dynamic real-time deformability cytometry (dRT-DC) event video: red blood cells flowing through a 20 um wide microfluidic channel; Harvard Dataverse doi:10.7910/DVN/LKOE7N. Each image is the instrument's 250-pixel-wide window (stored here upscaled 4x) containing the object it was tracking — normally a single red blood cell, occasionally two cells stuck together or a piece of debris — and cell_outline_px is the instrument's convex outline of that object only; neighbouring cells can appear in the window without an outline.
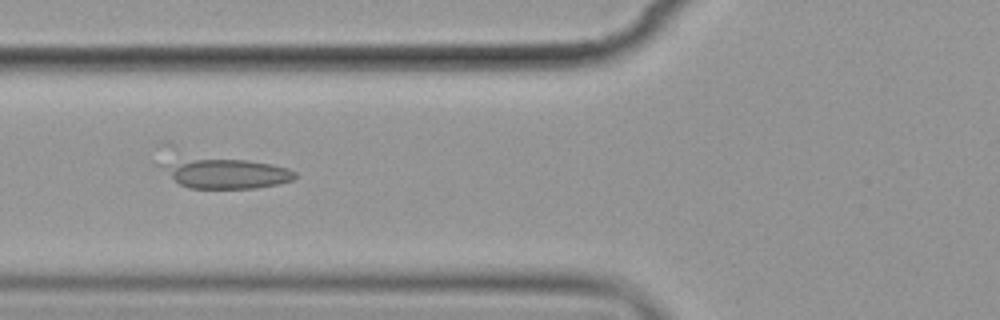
{"species": "common noctule bat (a hibernating species)", "species_latin": "Nyctalus noctula", "temperature_condition": "cold", "stored_images_in_passage": 5, "camera_frame_rate_fps": 3000, "um_per_image_px": 0.085, "animal": {"sex": "female", "body_mass_g": 19.9}, "frame": {"image": 1, "passage_image": 4, "time_ms": 3.333, "image_size_px": [1000, 320], "cell_outline_px": [[296, 176], [292, 180], [276, 184], [256, 188], [188, 188], [180, 184], [156, 164], [192, 160], [248, 160], [272, 164], [288, 168], [296, 172]], "centroid_in_image_um": [19.29, 14.77], "position_along_channel_um": 106.5, "area_um2": 22.37}}
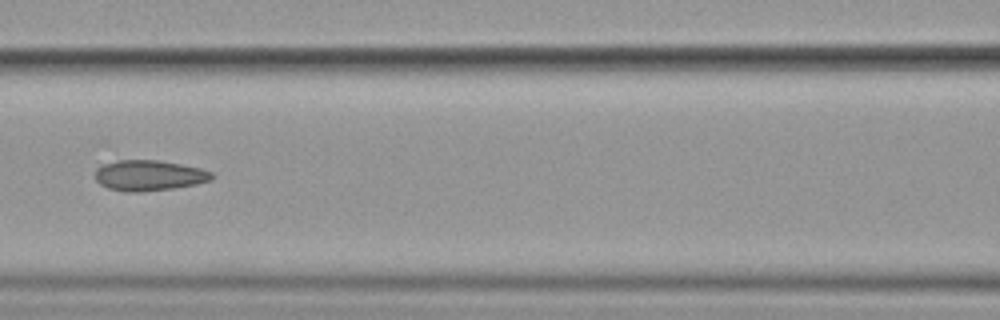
{"frame": {"image": 2, "passage_image": 5, "time_ms": 4.667, "image_size_px": [1000, 320], "cell_outline_px": [[216, 176], [212, 180], [196, 184], [172, 188], [140, 192], [124, 192], [108, 188], [100, 184], [96, 180], [96, 168], [104, 164], [120, 160], [156, 160], [180, 164], [200, 168], [212, 172]], "centroid_in_image_um": [12.68, 14.92], "position_along_channel_um": 153.9, "area_um2": 20.75}}